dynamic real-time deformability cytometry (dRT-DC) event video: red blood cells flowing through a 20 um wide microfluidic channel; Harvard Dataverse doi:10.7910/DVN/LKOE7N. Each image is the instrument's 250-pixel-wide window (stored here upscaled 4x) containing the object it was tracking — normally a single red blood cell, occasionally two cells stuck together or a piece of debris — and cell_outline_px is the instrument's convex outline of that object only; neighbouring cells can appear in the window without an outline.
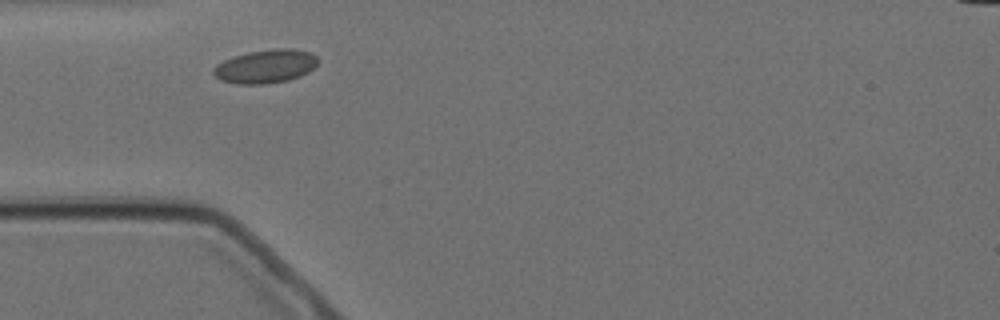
{"species": "Egyptian fruit bat (a non-hibernating species)", "species_latin": "Rousettus aegyptiacus", "temperature_condition": "cold", "stored_images_in_passage": 7, "camera_frame_rate_fps": 3000, "um_per_image_px": 0.085, "animal": {"sex": "female"}, "frame": {"image": 1, "passage_image": 1, "time_ms": 0.0, "image_size_px": [1000, 320], "cell_outline_px": [[320, 60], [308, 72], [300, 76], [288, 80], [264, 84], [240, 84], [220, 80], [212, 72], [212, 68], [216, 64], [224, 60], [248, 52], [272, 48], [292, 48], [308, 52], [316, 56]], "centroid_in_image_um": [22.57, 5.63], "position_along_channel_um": 62.4, "area_um2": 20.4}}
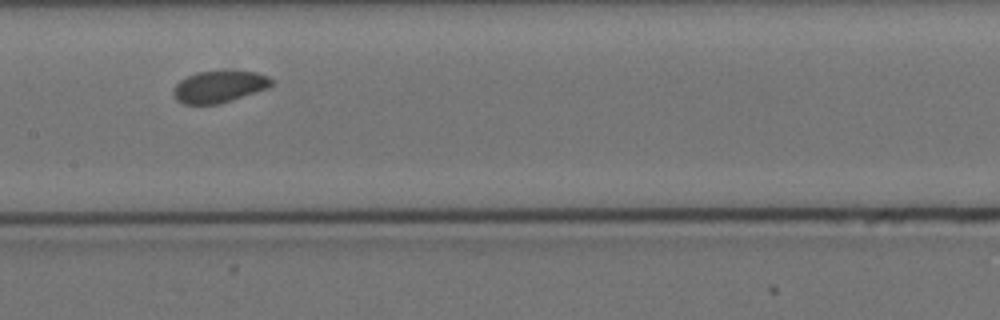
{"frame": {"image": 2, "passage_image": 4, "time_ms": 3.667, "image_size_px": [1000, 320], "cell_outline_px": [[276, 80], [268, 88], [220, 104], [184, 104], [176, 100], [172, 92], [176, 84], [180, 80], [196, 72], [256, 72], [268, 76]], "centroid_in_image_um": [18.63, 7.38], "position_along_channel_um": 188.8, "area_um2": 18.03}}
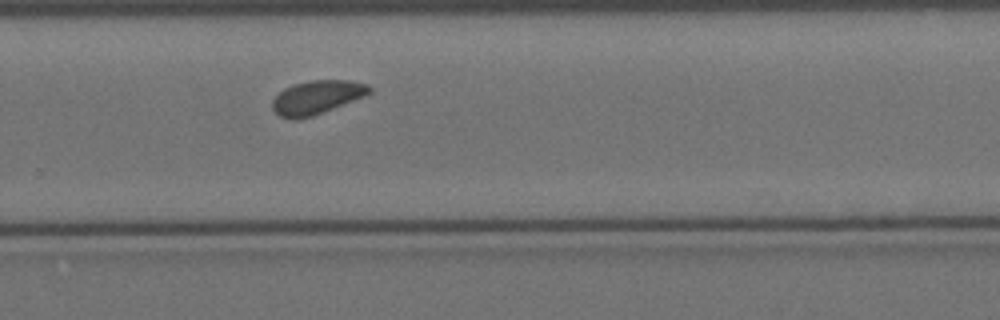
{"frame": {"image": 3, "passage_image": 7, "time_ms": 7.0, "image_size_px": [1000, 320], "cell_outline_px": [[372, 92], [364, 96], [324, 112], [312, 116], [296, 120], [292, 120], [280, 116], [272, 108], [272, 100], [284, 88], [292, 84], [312, 80], [348, 80], [368, 84], [372, 88]], "centroid_in_image_um": [26.93, 8.27], "position_along_channel_um": 302.9, "area_um2": 19.07}}